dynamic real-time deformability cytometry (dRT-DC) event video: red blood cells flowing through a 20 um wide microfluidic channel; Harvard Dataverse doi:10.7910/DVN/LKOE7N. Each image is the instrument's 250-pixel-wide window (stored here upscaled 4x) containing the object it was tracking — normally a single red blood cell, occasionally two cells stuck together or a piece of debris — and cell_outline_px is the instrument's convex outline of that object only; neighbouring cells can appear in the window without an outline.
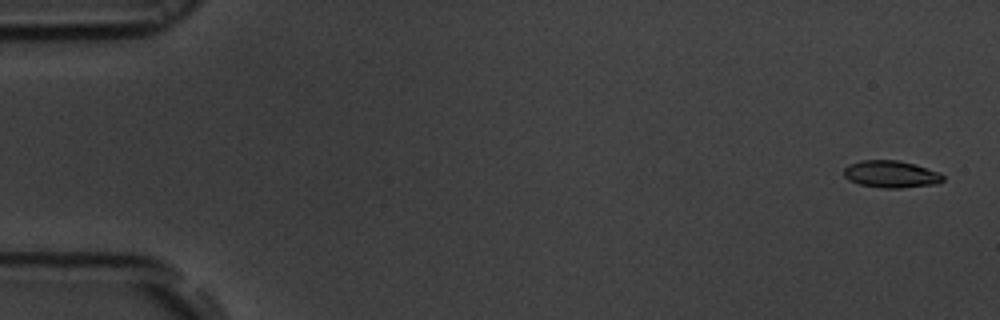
{"species": "common noctule bat (a hibernating species)", "species_latin": "Nyctalus noctula", "temperature_condition": "room temperature", "stored_images_in_passage": 54, "camera_frame_rate_fps": 3000, "um_per_image_px": 0.085, "animal": {"sex": "male", "body_mass_g": 19.5, "forearm_length_mm": 54.6}, "frame": {"image": 1, "passage_image": 2, "time_ms": 0.333, "image_size_px": [1000, 320], "cell_outline_px": [[944, 180], [936, 184], [900, 188], [884, 188], [860, 184], [848, 180], [844, 176], [844, 168], [848, 164], [860, 160], [900, 160], [916, 164], [940, 172], [944, 176]], "centroid_in_image_um": [75.75, 14.79], "position_along_channel_um": 9.3, "area_um2": 15.84}}
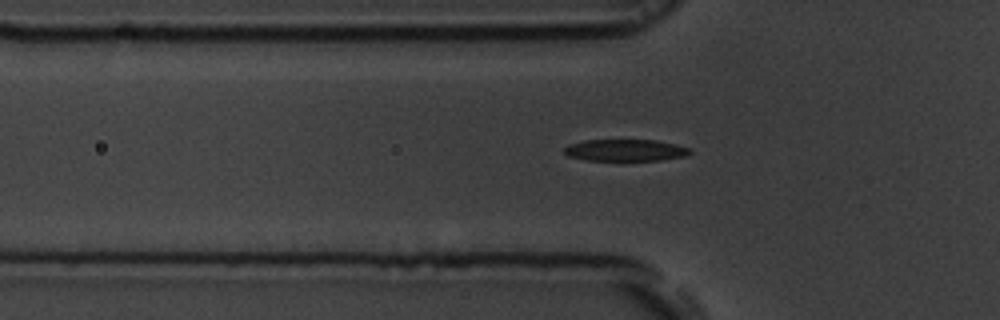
{"frame": {"image": 2, "passage_image": 18, "time_ms": 5.667, "image_size_px": [1000, 320], "cell_outline_px": [[692, 152], [688, 156], [660, 160], [624, 164], [588, 160], [568, 156], [564, 152], [564, 148], [568, 144], [584, 140], [656, 140], [676, 144], [692, 148]], "centroid_in_image_um": [53.2, 12.82], "position_along_channel_um": 72.6, "area_um2": 17.11}}
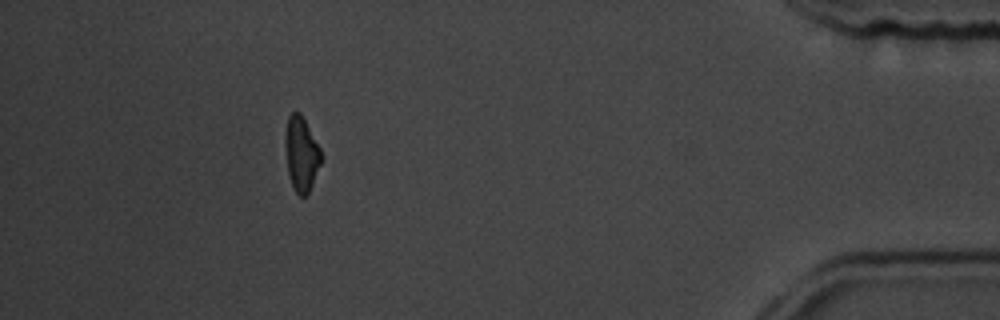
{"frame": {"image": 3, "passage_image": 49, "time_ms": 16.0, "image_size_px": [1000, 320], "cell_outline_px": [[320, 164], [308, 196], [300, 196], [296, 192], [292, 184], [288, 172], [284, 144], [284, 132], [288, 116], [292, 112], [300, 112], [320, 148]], "centroid_in_image_um": [25.58, 13.07], "position_along_channel_um": 409.6, "area_um2": 15.55}, "authors_computed_cell_mechanics": {"area_um2": 16.473, "velocity_mm_per_s": 3.7999, "shape_relaxation_time_tau1_ms": 2.2538, "shape_relaxation_time_tau2_ms": 4.7842, "deformation_change_tau1": 0.1524, "deformation_change_tau2": 0.1304}}